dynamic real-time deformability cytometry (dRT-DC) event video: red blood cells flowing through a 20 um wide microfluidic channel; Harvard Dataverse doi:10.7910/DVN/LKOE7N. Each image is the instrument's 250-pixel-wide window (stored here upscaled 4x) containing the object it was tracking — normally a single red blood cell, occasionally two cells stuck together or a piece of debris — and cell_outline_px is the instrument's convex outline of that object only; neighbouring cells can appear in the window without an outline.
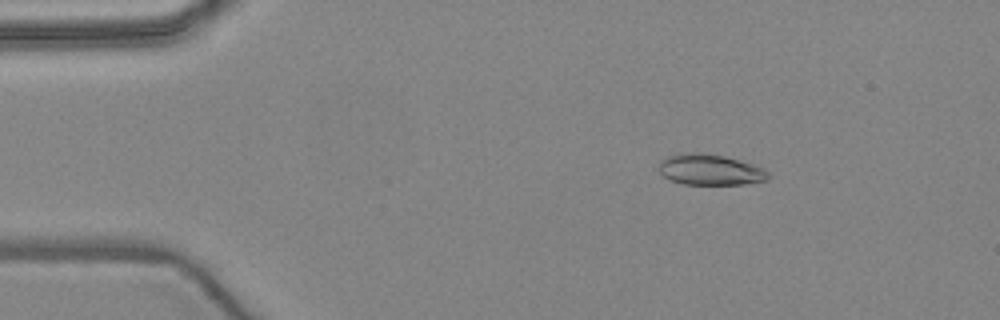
{"species": "common noctule bat (a hibernating species)", "species_latin": "Nyctalus noctula", "temperature_condition": "warm", "stored_images_in_passage": 4, "camera_frame_rate_fps": 3000, "um_per_image_px": 0.085, "animal": {"sex": "female", "body_mass_g": 24.6, "forearm_length_mm": 56.2}, "frame": {"image": 1, "passage_image": 2, "time_ms": 2.0, "image_size_px": [1000, 320], "cell_outline_px": [[768, 180], [744, 184], [684, 184], [672, 180], [664, 176], [660, 172], [660, 160], [668, 156], [680, 152], [696, 152], [724, 156], [752, 164], [764, 168], [768, 172]], "centroid_in_image_um": [60.35, 14.42], "position_along_channel_um": 24.6, "area_um2": 19.54}}